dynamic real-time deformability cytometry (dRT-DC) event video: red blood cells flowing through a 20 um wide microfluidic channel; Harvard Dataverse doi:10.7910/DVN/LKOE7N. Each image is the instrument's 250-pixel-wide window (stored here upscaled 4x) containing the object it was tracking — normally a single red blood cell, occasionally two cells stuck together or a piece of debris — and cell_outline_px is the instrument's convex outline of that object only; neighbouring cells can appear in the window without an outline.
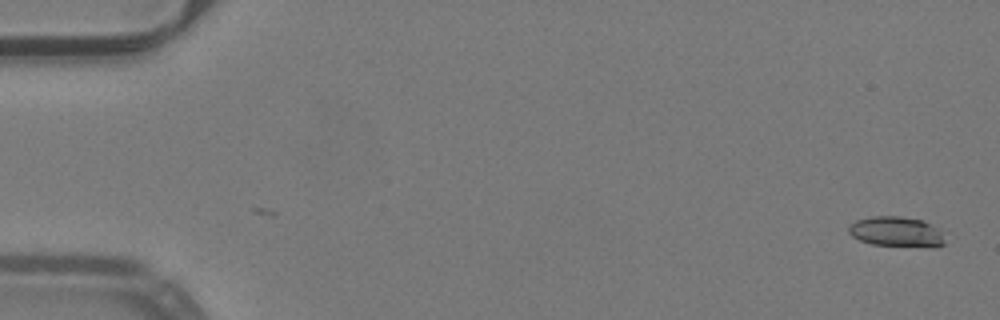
{"species": "common noctule bat (a hibernating species)", "species_latin": "Nyctalus noctula", "temperature_condition": "warm", "stored_images_in_passage": 6, "camera_frame_rate_fps": 3000, "um_per_image_px": 0.085, "animal": {"sex": "male", "body_mass_g": 19.2, "forearm_length_mm": 51.8}, "frame": {"image": 1, "passage_image": 6, "time_ms": 1.667, "image_size_px": [1000, 320], "cell_outline_px": [[944, 244], [932, 248], [872, 244], [860, 240], [852, 236], [848, 232], [848, 224], [856, 220], [872, 216], [900, 216], [924, 220], [940, 228], [944, 240]], "centroid_in_image_um": [76.22, 19.7], "position_along_channel_um": 8.8, "area_um2": 17.28}}